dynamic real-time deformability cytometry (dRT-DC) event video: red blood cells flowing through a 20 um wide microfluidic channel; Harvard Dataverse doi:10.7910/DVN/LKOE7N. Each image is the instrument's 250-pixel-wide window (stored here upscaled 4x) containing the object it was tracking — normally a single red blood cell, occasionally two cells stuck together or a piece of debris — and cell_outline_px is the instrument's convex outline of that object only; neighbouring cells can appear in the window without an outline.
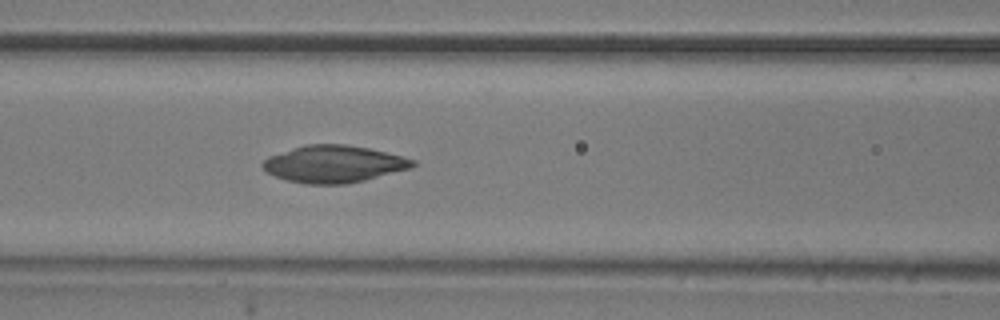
{"species": "common noctule bat (a hibernating species)", "species_latin": "Nyctalus noctula", "temperature_condition": "room temperature", "stored_images_in_passage": 51, "camera_frame_rate_fps": 3000, "um_per_image_px": 0.085, "animal": {"sex": "male", "body_mass_g": 20.5, "forearm_length_mm": 52.5}, "frame": {"image": 1, "passage_image": 21, "time_ms": 6.667, "image_size_px": [1000, 320], "cell_outline_px": [[416, 164], [412, 168], [364, 180], [344, 184], [304, 184], [288, 180], [276, 176], [268, 172], [260, 164], [268, 156], [304, 144], [348, 144], [368, 148], [416, 160]], "centroid_in_image_um": [28.36, 13.93], "position_along_channel_um": 138.2, "area_um2": 32.31}}
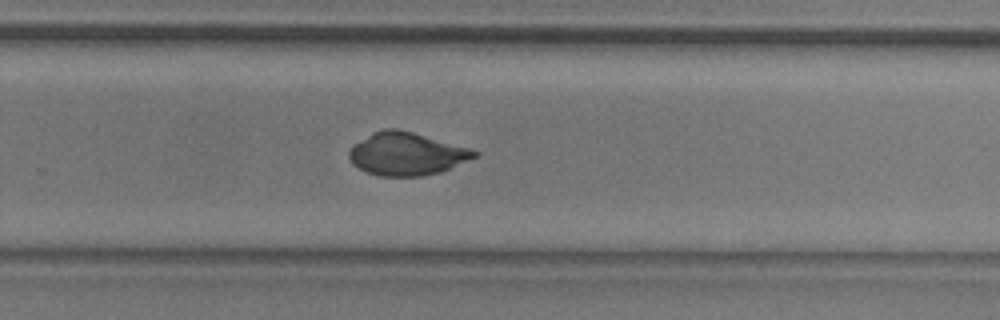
{"frame": {"image": 2, "passage_image": 33, "time_ms": 10.667, "image_size_px": [1000, 320], "cell_outline_px": [[480, 156], [440, 172], [424, 176], [380, 176], [364, 172], [352, 164], [348, 156], [348, 152], [352, 144], [372, 132], [384, 128], [396, 128], [412, 132], [468, 148], [480, 152]], "centroid_in_image_um": [34.52, 13.08], "position_along_channel_um": 295.3, "area_um2": 31.5}}
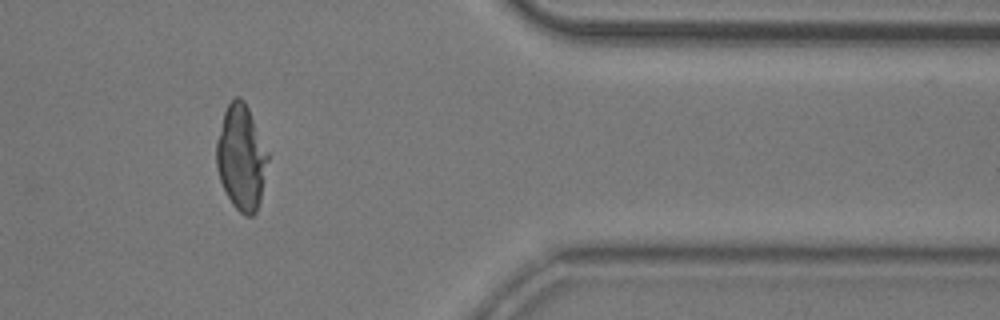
{"frame": {"image": 3, "passage_image": 42, "time_ms": 13.667, "image_size_px": [1000, 320], "cell_outline_px": [[268, 160], [260, 200], [256, 212], [252, 216], [244, 216], [232, 204], [220, 180], [216, 168], [216, 140], [224, 112], [228, 104], [236, 96], [240, 96], [244, 100], [248, 108], [268, 152]], "centroid_in_image_um": [20.49, 13.39], "position_along_channel_um": 390.9, "area_um2": 31.33}}